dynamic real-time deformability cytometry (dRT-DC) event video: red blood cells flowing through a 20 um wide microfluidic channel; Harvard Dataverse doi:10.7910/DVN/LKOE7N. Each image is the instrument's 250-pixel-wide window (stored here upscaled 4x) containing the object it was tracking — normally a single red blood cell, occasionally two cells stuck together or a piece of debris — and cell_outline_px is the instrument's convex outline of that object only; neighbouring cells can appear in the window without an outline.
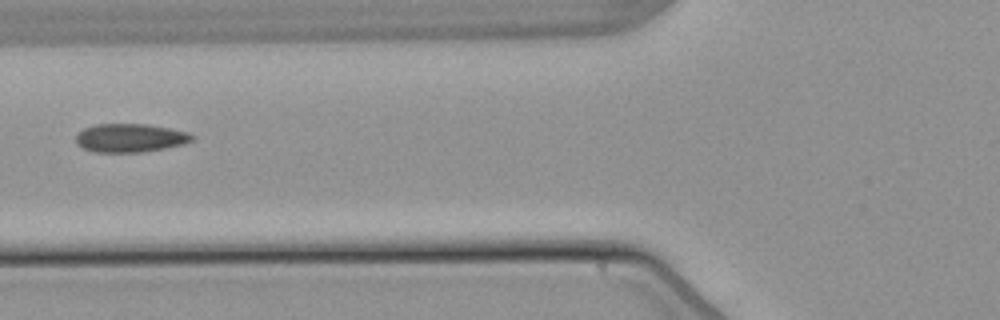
{"species": "common noctule bat (a hibernating species)", "species_latin": "Nyctalus noctula", "temperature_condition": "warm", "stored_images_in_passage": 6, "camera_frame_rate_fps": 3000, "um_per_image_px": 0.085, "animal": {"sex": "male", "body_mass_g": 21.5, "forearm_length_mm": 52.0}, "frame": {"image": 1, "passage_image": 5, "time_ms": 6.0, "image_size_px": [1000, 320], "cell_outline_px": [[196, 136], [192, 140], [184, 144], [164, 148], [140, 152], [92, 152], [76, 144], [76, 136], [84, 128], [96, 124], [148, 124], [188, 132]], "centroid_in_image_um": [11.07, 11.72], "position_along_channel_um": 114.7, "area_um2": 19.25}}